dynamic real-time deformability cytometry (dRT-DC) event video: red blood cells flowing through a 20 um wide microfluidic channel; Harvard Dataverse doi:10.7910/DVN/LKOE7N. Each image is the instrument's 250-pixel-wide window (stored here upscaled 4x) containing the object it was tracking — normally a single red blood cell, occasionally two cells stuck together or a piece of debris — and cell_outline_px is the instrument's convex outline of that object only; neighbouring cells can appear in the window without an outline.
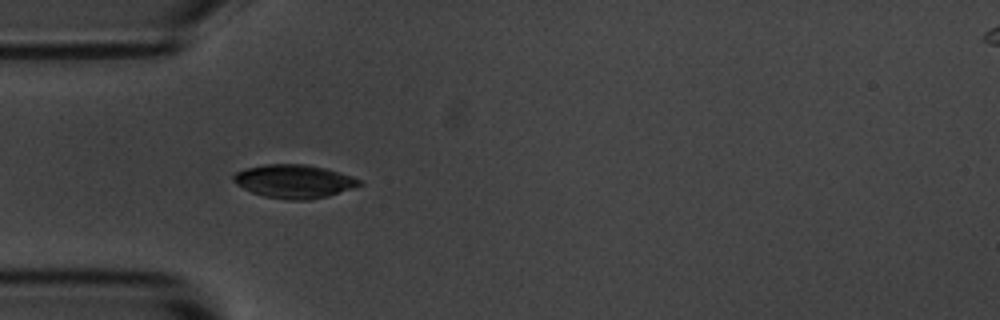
{"species": "common noctule bat (a hibernating species)", "species_latin": "Nyctalus noctula", "temperature_condition": "room temperature", "stored_images_in_passage": 29, "camera_frame_rate_fps": 3000, "um_per_image_px": 0.085, "animal": {"sex": "male", "body_mass_g": 20.1, "forearm_length_mm": 53.5}, "frame": {"image": 1, "passage_image": 5, "time_ms": 1.333, "image_size_px": [1000, 320], "cell_outline_px": [[364, 184], [356, 188], [328, 196], [308, 200], [288, 200], [264, 196], [252, 192], [236, 184], [232, 180], [232, 176], [236, 172], [244, 168], [264, 164], [308, 164], [340, 172], [352, 176], [360, 180]], "centroid_in_image_um": [25.02, 15.41], "position_along_channel_um": 60.0, "area_um2": 24.8}}